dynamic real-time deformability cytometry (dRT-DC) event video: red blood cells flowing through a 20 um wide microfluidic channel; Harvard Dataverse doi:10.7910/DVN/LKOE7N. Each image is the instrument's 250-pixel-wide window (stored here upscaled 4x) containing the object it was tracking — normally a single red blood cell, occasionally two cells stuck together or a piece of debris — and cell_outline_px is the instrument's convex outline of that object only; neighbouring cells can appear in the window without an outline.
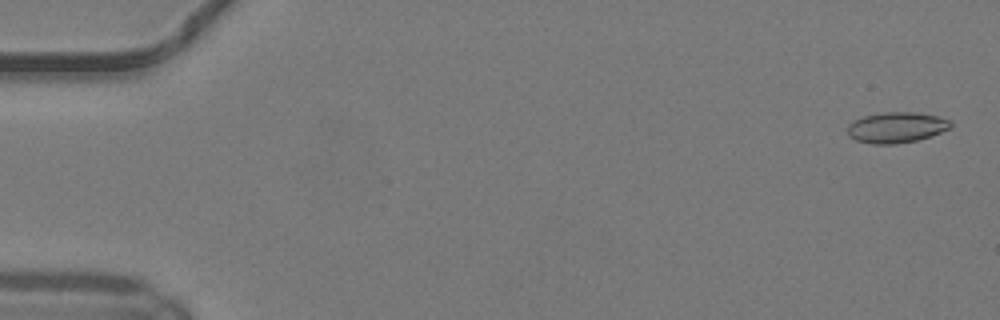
{"species": "common noctule bat (a hibernating species)", "species_latin": "Nyctalus noctula", "temperature_condition": "warm", "stored_images_in_passage": 9, "camera_frame_rate_fps": 3000, "um_per_image_px": 0.085, "animal": {"sex": "male", "body_mass_g": 19.2, "forearm_length_mm": 51.8}, "frame": {"image": 1, "passage_image": 2, "time_ms": 0.333, "image_size_px": [1000, 320], "cell_outline_px": [[952, 124], [948, 128], [940, 132], [916, 140], [896, 144], [872, 144], [856, 140], [848, 136], [848, 124], [852, 120], [864, 116], [880, 112], [916, 112], [936, 116], [952, 120]], "centroid_in_image_um": [76.15, 10.82], "position_along_channel_um": 8.9, "area_um2": 18.44}}